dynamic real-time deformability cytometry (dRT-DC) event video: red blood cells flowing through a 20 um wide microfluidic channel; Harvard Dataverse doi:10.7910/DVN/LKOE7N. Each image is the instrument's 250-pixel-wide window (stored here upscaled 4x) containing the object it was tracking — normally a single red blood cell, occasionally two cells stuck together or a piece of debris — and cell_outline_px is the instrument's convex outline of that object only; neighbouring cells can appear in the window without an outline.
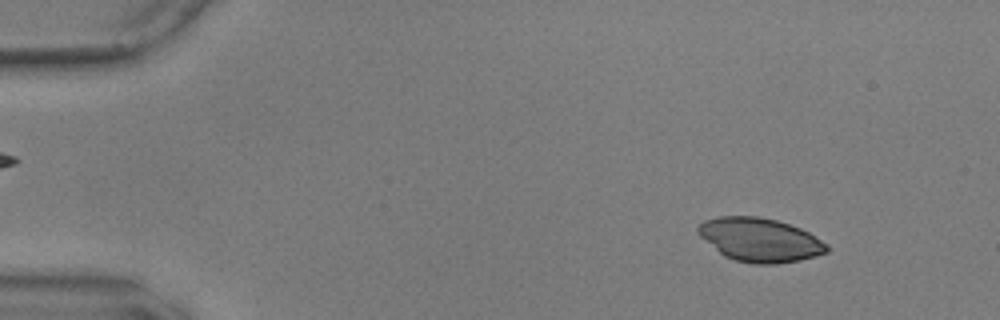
{"species": "common noctule bat (a hibernating species)", "species_latin": "Nyctalus noctula", "temperature_condition": "warm", "stored_images_in_passage": 55, "camera_frame_rate_fps": 3000, "um_per_image_px": 0.085, "animal": {"sex": "male", "body_mass_g": 17.9, "forearm_length_mm": 54.2}, "frame": {"image": 1, "passage_image": 6, "time_ms": 1.667, "image_size_px": [1000, 320], "cell_outline_px": [[828, 252], [816, 256], [800, 260], [776, 264], [752, 264], [736, 260], [724, 256], [700, 236], [696, 232], [696, 228], [704, 220], [720, 216], [760, 216], [776, 220], [800, 228], [808, 232], [828, 244]], "centroid_in_image_um": [64.59, 20.39], "position_along_channel_um": 20.4, "area_um2": 32.83}}
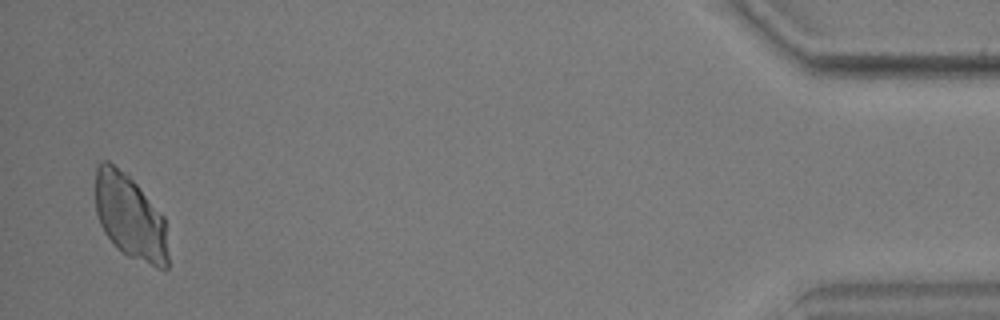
{"frame": {"image": 2, "passage_image": 54, "time_ms": 17.667, "image_size_px": [1000, 320], "cell_outline_px": [[168, 268], [156, 268], [128, 256], [104, 232], [100, 224], [96, 212], [96, 168], [100, 160], [108, 160], [128, 176], [136, 184], [164, 216], [168, 256]], "centroid_in_image_um": [11.06, 18.43], "position_along_channel_um": 424.1, "area_um2": 35.49}}